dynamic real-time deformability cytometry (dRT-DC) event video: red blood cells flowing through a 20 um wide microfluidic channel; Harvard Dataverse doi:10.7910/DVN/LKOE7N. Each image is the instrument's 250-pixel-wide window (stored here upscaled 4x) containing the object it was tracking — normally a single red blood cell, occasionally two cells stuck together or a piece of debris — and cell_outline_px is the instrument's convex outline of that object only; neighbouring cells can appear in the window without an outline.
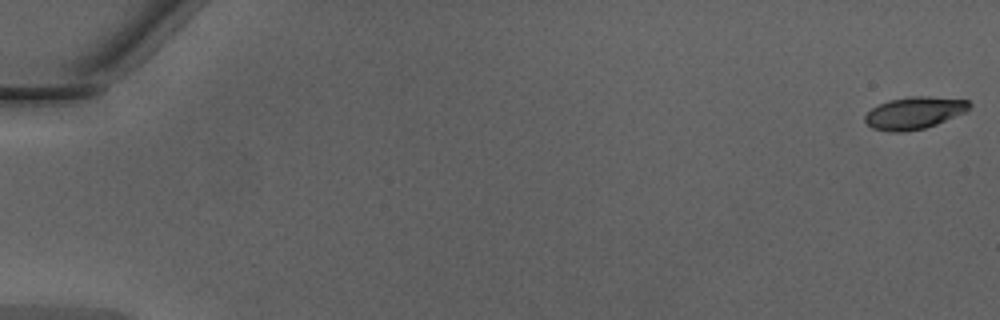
{"species": "Egyptian fruit bat (a non-hibernating species)", "species_latin": "Rousettus aegyptiacus", "temperature_condition": "warm", "stored_images_in_passage": 49, "camera_frame_rate_fps": 3000, "um_per_image_px": 0.085, "animal": {"sex": "male"}, "frame": {"image": 1, "passage_image": 1, "time_ms": 0.0, "image_size_px": [1000, 320], "cell_outline_px": [[972, 104], [964, 112], [936, 124], [924, 128], [904, 132], [888, 132], [872, 128], [864, 120], [864, 116], [872, 108], [888, 100], [908, 96], [928, 96], [968, 100]], "centroid_in_image_um": [77.68, 9.59], "position_along_channel_um": 7.3, "area_um2": 19.48}}
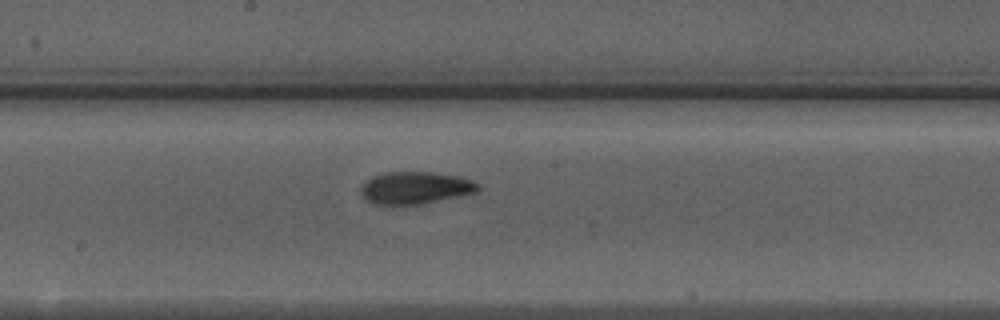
{"frame": {"image": 2, "passage_image": 28, "time_ms": 9.0, "image_size_px": [1000, 320], "cell_outline_px": [[480, 188], [476, 192], [416, 204], [392, 208], [372, 204], [364, 200], [360, 192], [360, 188], [372, 176], [388, 172], [432, 172], [456, 176], [472, 180], [480, 184]], "centroid_in_image_um": [35.2, 16.0], "position_along_channel_um": 213.0, "area_um2": 22.31}}
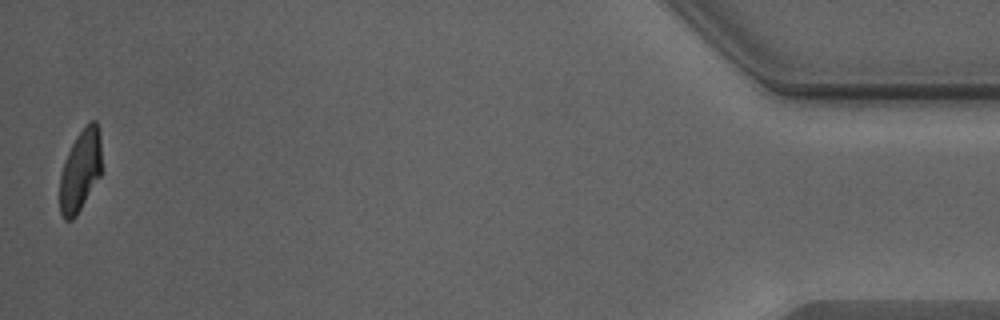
{"frame": {"image": 3, "passage_image": 49, "time_ms": 16.0, "image_size_px": [1000, 320], "cell_outline_px": [[100, 176], [76, 216], [72, 220], [64, 220], [60, 212], [60, 176], [68, 152], [76, 136], [88, 120], [96, 120], [100, 132]], "centroid_in_image_um": [6.82, 14.48], "position_along_channel_um": 428.4, "area_um2": 19.77}, "authors_computed_cell_mechanics": {"area_um2": 21.2704, "velocity_mm_per_s": 4.3098, "shape_relaxation_time_tau1_ms": 3.7697, "shape_relaxation_time_tau2_ms": 1.3888, "deformation_change_tau1": 0.1688, "deformation_change_tau2": 0.0804}}